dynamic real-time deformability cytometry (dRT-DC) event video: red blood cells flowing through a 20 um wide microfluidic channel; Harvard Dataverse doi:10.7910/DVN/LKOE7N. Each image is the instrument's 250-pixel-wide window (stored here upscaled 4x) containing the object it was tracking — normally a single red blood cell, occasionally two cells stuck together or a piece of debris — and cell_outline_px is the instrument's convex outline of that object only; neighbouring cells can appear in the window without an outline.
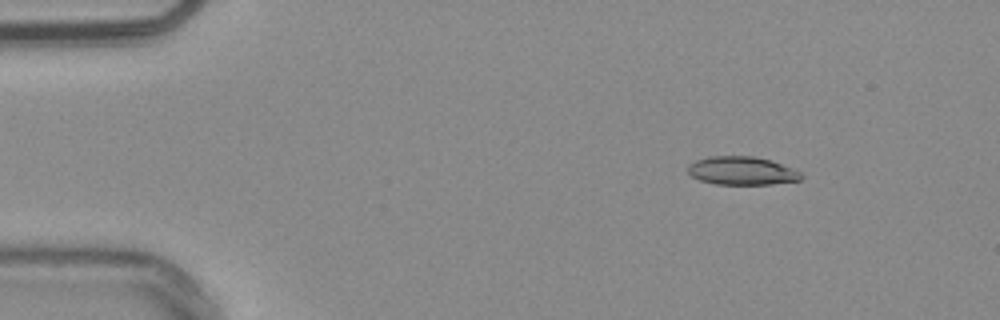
{"species": "common noctule bat (a hibernating species)", "species_latin": "Nyctalus noctula", "temperature_condition": "warm", "stored_images_in_passage": 51, "camera_frame_rate_fps": 3000, "um_per_image_px": 0.085, "animal": {"sex": "male", "body_mass_g": 20.4}, "frame": {"image": 1, "passage_image": 5, "time_ms": 1.333, "image_size_px": [1000, 320], "cell_outline_px": [[804, 176], [800, 180], [772, 184], [716, 184], [700, 180], [692, 176], [688, 172], [688, 164], [696, 160], [708, 156], [752, 156], [768, 160], [792, 168], [800, 172]], "centroid_in_image_um": [63.04, 14.52], "position_along_channel_um": 22.0, "area_um2": 18.55}}
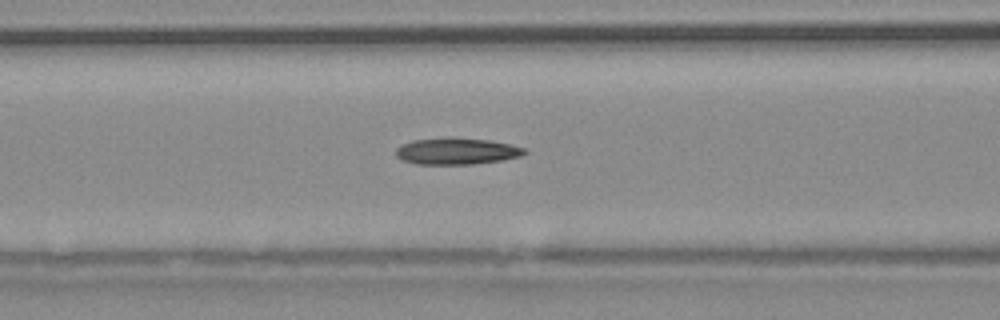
{"frame": {"image": 2, "passage_image": 20, "time_ms": 6.333, "image_size_px": [1000, 320], "cell_outline_px": [[528, 152], [520, 156], [500, 160], [472, 164], [416, 164], [404, 160], [396, 156], [396, 148], [412, 140], [488, 140], [508, 144], [524, 148]], "centroid_in_image_um": [38.82, 12.9], "position_along_channel_um": 127.8, "area_um2": 18.79}}
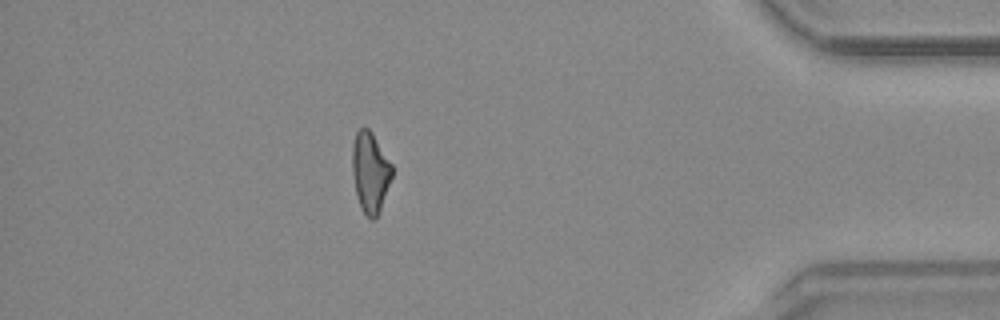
{"frame": {"image": 3, "passage_image": 45, "time_ms": 14.667, "image_size_px": [1000, 320], "cell_outline_px": [[392, 176], [380, 212], [372, 220], [360, 208], [356, 196], [352, 172], [352, 144], [356, 132], [360, 128], [368, 128], [372, 132], [392, 164]], "centroid_in_image_um": [31.46, 14.63], "position_along_channel_um": 403.7, "area_um2": 18.73}, "authors_computed_cell_mechanics": {"area_um2": 19.074, "velocity_mm_per_s": 3.8238, "shape_relaxation_time_tau1_ms": 8.3089, "shape_relaxation_time_tau2_ms": 7.6075, "deformation_change_tau1": 0.2067, "deformation_change_tau2": 0.1622}}